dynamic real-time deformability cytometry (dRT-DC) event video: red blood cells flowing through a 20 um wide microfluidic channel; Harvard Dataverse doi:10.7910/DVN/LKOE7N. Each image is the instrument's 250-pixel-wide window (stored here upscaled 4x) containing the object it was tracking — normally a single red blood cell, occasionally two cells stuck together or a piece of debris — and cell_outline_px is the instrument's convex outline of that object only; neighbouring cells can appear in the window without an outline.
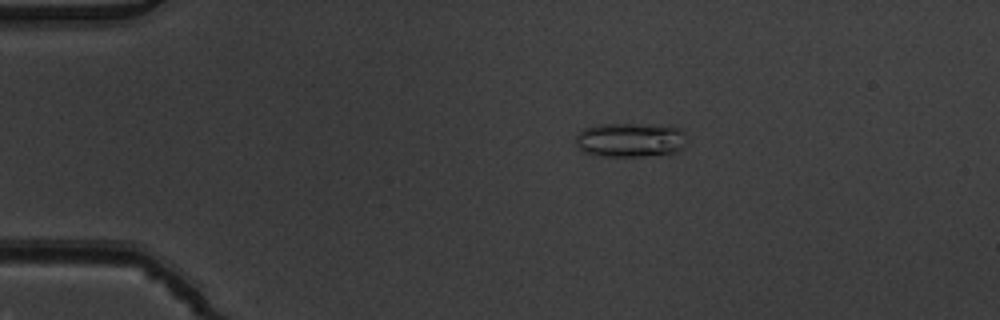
{"species": "common noctule bat (a hibernating species)", "species_latin": "Nyctalus noctula", "temperature_condition": "warm", "stored_images_in_passage": 8, "camera_frame_rate_fps": 3000, "um_per_image_px": 0.085, "animal": {"sex": "male", "body_mass_g": 19.5, "forearm_length_mm": 54.6}, "frame": {"image": 1, "passage_image": 3, "time_ms": 0.667, "image_size_px": [1000, 320], "cell_outline_px": [[688, 140], [680, 152], [668, 156], [604, 156], [584, 152], [576, 144], [576, 136], [584, 128], [600, 124], [636, 124], [680, 128], [688, 136]], "centroid_in_image_um": [53.67, 11.92], "position_along_channel_um": 31.3, "area_um2": 22.6}}
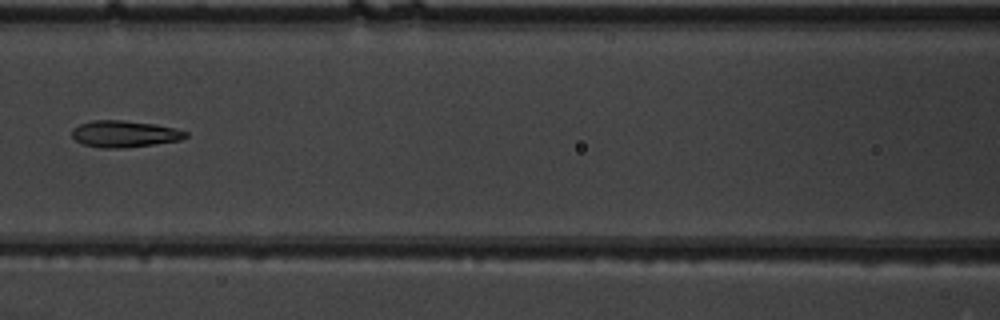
{"frame": {"image": 2, "passage_image": 7, "time_ms": 2.0, "image_size_px": [1000, 320], "cell_outline_px": [[188, 136], [180, 140], [124, 148], [100, 148], [84, 144], [76, 140], [72, 136], [72, 128], [80, 124], [92, 120], [124, 120], [156, 124], [176, 128], [188, 132]], "centroid_in_image_um": [10.58, 11.37], "position_along_channel_um": 156.0, "area_um2": 17.69}}
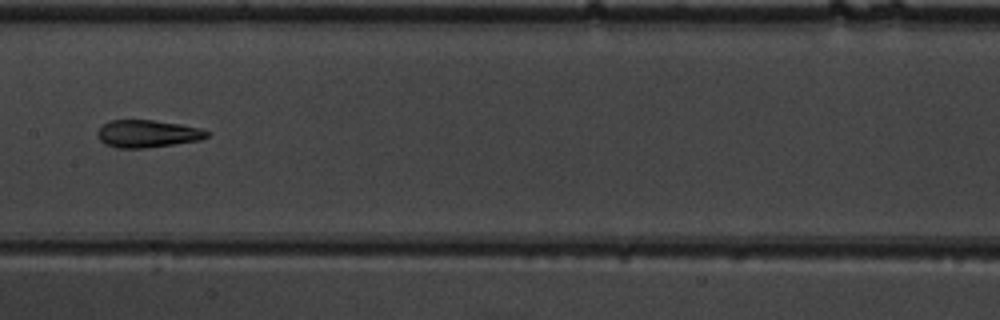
{"frame": {"image": 3, "passage_image": 8, "time_ms": 2.333, "image_size_px": [1000, 320], "cell_outline_px": [[208, 136], [200, 140], [144, 148], [116, 148], [104, 144], [100, 140], [96, 132], [104, 124], [112, 120], [152, 120], [180, 124], [200, 128], [208, 132]], "centroid_in_image_um": [12.51, 11.37], "position_along_channel_um": 194.9, "area_um2": 17.34}}